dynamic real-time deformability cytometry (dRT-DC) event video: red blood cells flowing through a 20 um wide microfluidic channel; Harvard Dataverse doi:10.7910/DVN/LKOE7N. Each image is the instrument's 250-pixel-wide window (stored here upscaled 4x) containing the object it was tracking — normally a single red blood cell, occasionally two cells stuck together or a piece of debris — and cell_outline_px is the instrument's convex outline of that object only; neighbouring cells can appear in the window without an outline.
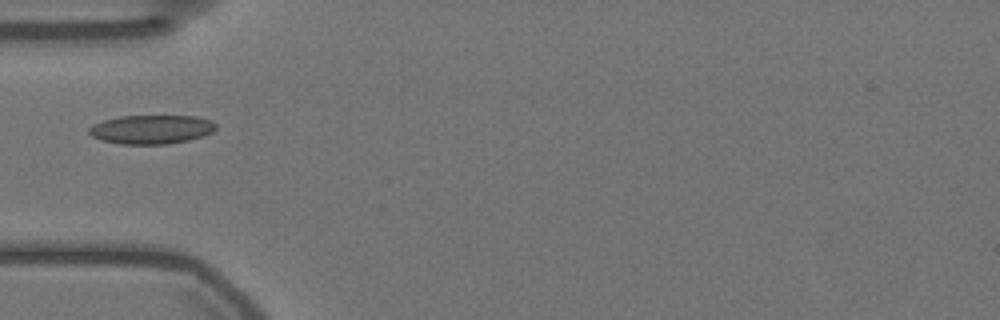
{"species": "Egyptian fruit bat (a non-hibernating species)", "species_latin": "Rousettus aegyptiacus", "temperature_condition": "warm", "stored_images_in_passage": 40, "camera_frame_rate_fps": 3000, "um_per_image_px": 0.085, "animal": {"sex": "female"}, "frame": {"image": 1, "passage_image": 1, "time_ms": 0.0, "image_size_px": [1000, 320], "cell_outline_px": [[216, 128], [212, 132], [204, 136], [188, 140], [168, 144], [120, 144], [104, 140], [92, 136], [88, 132], [88, 128], [92, 124], [104, 120], [120, 116], [196, 116], [212, 120], [216, 124]], "centroid_in_image_um": [12.89, 10.99], "position_along_channel_um": 72.1, "area_um2": 21.44}}
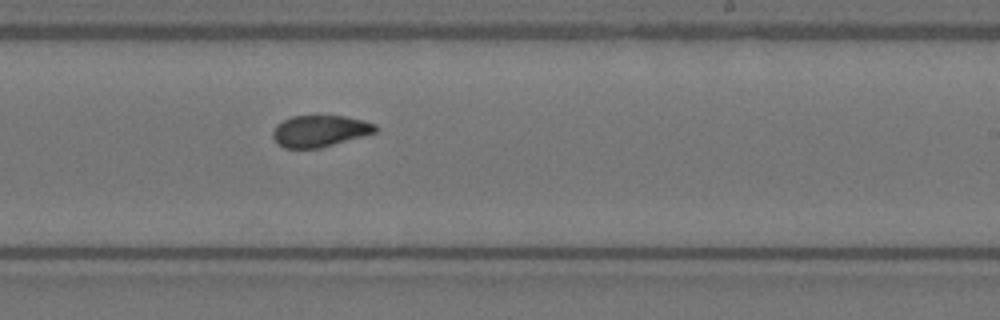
{"frame": {"image": 2, "passage_image": 17, "time_ms": 5.333, "image_size_px": [1000, 320], "cell_outline_px": [[376, 132], [320, 148], [284, 148], [272, 136], [272, 132], [276, 124], [292, 116], [344, 116], [364, 120], [376, 124]], "centroid_in_image_um": [27.18, 11.13], "position_along_channel_um": 261.8, "area_um2": 18.67}}
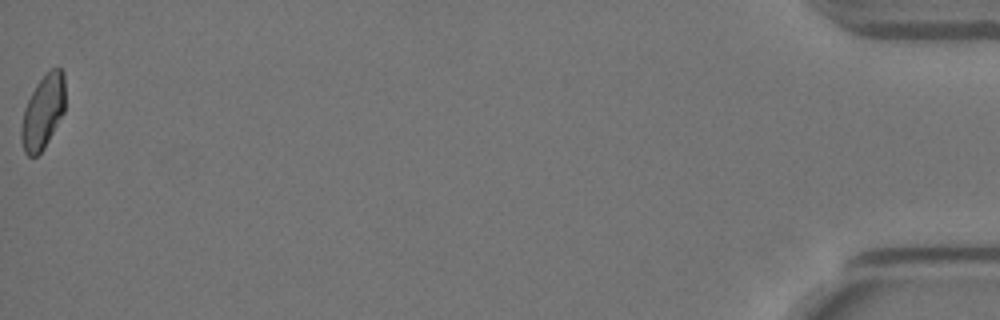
{"frame": {"image": 3, "passage_image": 40, "time_ms": 13.0, "image_size_px": [1000, 320], "cell_outline_px": [[64, 112], [44, 148], [36, 156], [28, 156], [24, 152], [20, 140], [20, 128], [24, 108], [36, 84], [52, 68], [60, 68], [64, 72]], "centroid_in_image_um": [3.63, 9.54], "position_along_channel_um": 431.6, "area_um2": 18.79}}